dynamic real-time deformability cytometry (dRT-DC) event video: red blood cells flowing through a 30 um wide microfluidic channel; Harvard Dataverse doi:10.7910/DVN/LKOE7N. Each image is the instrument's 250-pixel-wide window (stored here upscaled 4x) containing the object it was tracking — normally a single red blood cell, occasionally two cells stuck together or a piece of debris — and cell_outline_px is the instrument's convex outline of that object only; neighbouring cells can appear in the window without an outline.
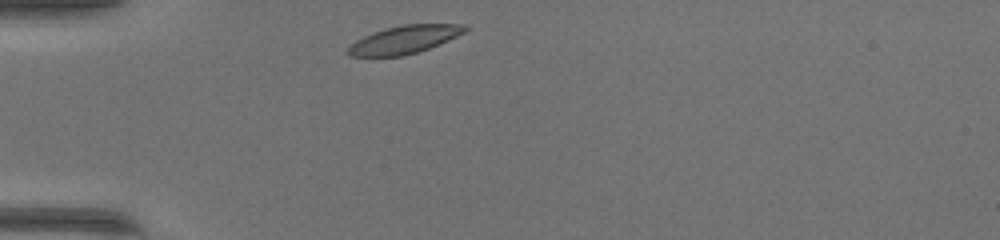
{"species": "common noctule bat (a hibernating species)", "species_latin": "Nyctalus noctula", "temperature_condition": "warm", "stored_images_in_passage": 30, "camera_frame_rate_fps": 3000, "um_per_image_px": 0.085, "animal": {"sex": "female", "body_mass_g": 17.0, "forearm_length_mm": 48.0}, "frame": {"image": 1, "passage_image": 1, "time_ms": 0.0, "image_size_px": [1000, 240], "cell_outline_px": [[468, 28], [464, 32], [448, 40], [428, 48], [404, 56], [348, 56], [344, 52], [356, 40], [372, 32], [384, 28], [404, 24], [464, 24]], "centroid_in_image_um": [34.32, 3.36], "position_along_channel_um": 50.7, "area_um2": 18.96}}
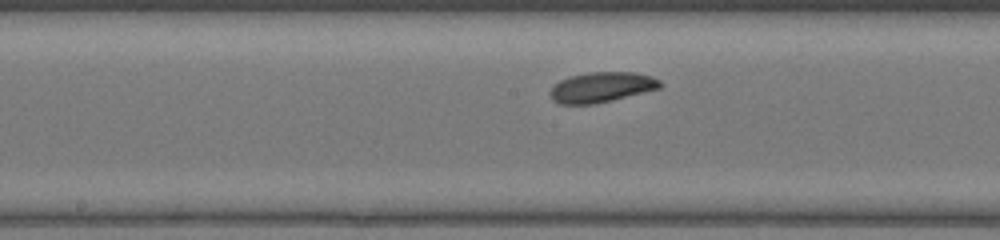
{"frame": {"image": 2, "passage_image": 13, "time_ms": 4.0, "image_size_px": [1000, 240], "cell_outline_px": [[664, 84], [660, 88], [612, 100], [592, 104], [560, 104], [552, 100], [548, 92], [560, 80], [568, 76], [588, 72], [636, 72], [652, 76], [660, 80]], "centroid_in_image_um": [51.14, 7.4], "position_along_channel_um": 197.1, "area_um2": 19.48}}
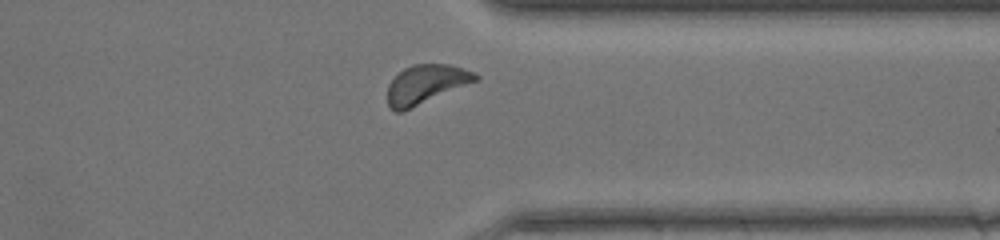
{"frame": {"image": 3, "passage_image": 26, "time_ms": 8.333, "image_size_px": [1000, 240], "cell_outline_px": [[480, 80], [400, 112], [396, 112], [388, 108], [388, 84], [404, 68], [412, 64], [452, 64], [476, 72], [480, 76]], "centroid_in_image_um": [36.25, 7.14], "position_along_channel_um": 375.2, "area_um2": 20.06}, "authors_computed_cell_mechanics": {"area_um2": 19.3341, "velocity_mm_per_s": 4.1542, "shape_relaxation_time_tau1_ms": 1.2032, "shape_relaxation_time_tau2_ms": null, "deformation_change_tau1": 0.0973, "deformation_change_tau2": null}}